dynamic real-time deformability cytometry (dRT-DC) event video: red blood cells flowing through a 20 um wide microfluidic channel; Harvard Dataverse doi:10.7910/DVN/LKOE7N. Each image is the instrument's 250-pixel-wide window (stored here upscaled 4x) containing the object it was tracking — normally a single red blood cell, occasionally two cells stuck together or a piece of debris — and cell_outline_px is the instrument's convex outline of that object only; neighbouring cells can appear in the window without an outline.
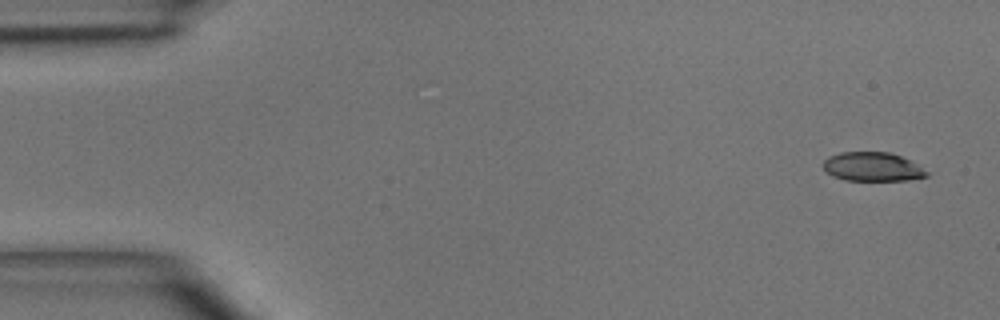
{"species": "common noctule bat (a hibernating species)", "species_latin": "Nyctalus noctula", "temperature_condition": "room temperature", "stored_images_in_passage": 6, "camera_frame_rate_fps": 3000, "um_per_image_px": 0.085, "animal": {"sex": "male", "body_mass_g": 15.6}, "frame": {"image": 1, "passage_image": 1, "time_ms": 0.0, "image_size_px": [1000, 320], "cell_outline_px": [[928, 176], [908, 180], [844, 180], [832, 176], [824, 168], [824, 160], [828, 156], [840, 152], [888, 152], [900, 156], [908, 160], [928, 172]], "centroid_in_image_um": [74.12, 14.17], "position_along_channel_um": 10.9, "area_um2": 17.22}}
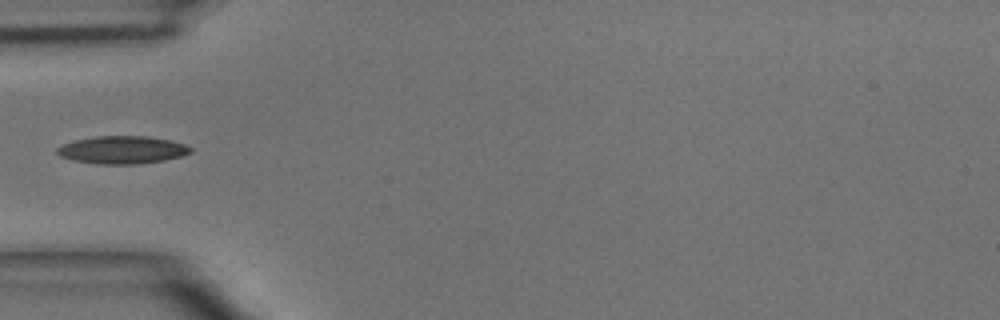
{"frame": {"image": 2, "passage_image": 4, "time_ms": 4.333, "image_size_px": [1000, 320], "cell_outline_px": [[192, 152], [180, 156], [164, 160], [136, 164], [96, 164], [72, 160], [60, 156], [56, 152], [56, 148], [64, 144], [76, 140], [96, 136], [148, 136], [168, 140], [184, 144], [192, 148]], "centroid_in_image_um": [10.37, 12.74], "position_along_channel_um": 74.6, "area_um2": 21.44}}
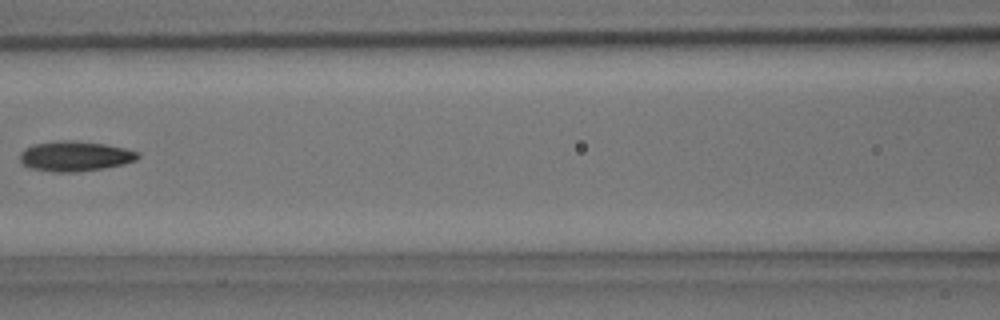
{"frame": {"image": 3, "passage_image": 6, "time_ms": 6.333, "image_size_px": [1000, 320], "cell_outline_px": [[140, 156], [136, 160], [124, 164], [104, 168], [76, 172], [52, 172], [28, 168], [20, 160], [20, 152], [24, 148], [32, 144], [64, 140], [72, 140], [104, 144], [124, 148], [140, 152]], "centroid_in_image_um": [6.36, 13.28], "position_along_channel_um": 160.2, "area_um2": 20.81}}